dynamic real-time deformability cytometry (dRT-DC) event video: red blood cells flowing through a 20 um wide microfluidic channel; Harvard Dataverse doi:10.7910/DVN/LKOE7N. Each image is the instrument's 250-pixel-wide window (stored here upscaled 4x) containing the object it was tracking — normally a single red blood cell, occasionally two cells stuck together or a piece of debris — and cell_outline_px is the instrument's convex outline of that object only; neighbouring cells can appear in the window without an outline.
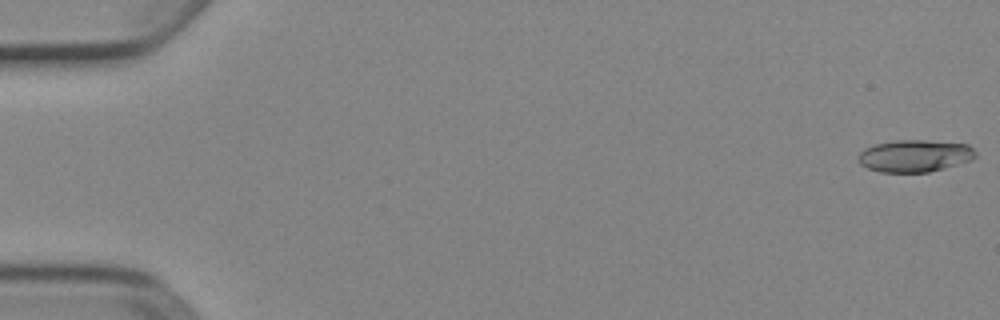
{"species": "Egyptian fruit bat (a non-hibernating species)", "species_latin": "Rousettus aegyptiacus", "temperature_condition": "cold", "stored_images_in_passage": 6, "camera_frame_rate_fps": 3000, "um_per_image_px": 0.085, "animal": {"sex": "female"}, "frame": {"image": 1, "passage_image": 1, "time_ms": 0.0, "image_size_px": [1000, 320], "cell_outline_px": [[976, 156], [972, 160], [944, 168], [928, 172], [880, 172], [868, 168], [860, 164], [856, 156], [864, 148], [876, 144], [896, 140], [924, 140], [968, 144], [976, 152]], "centroid_in_image_um": [77.74, 13.25], "position_along_channel_um": 7.3, "area_um2": 22.02}}
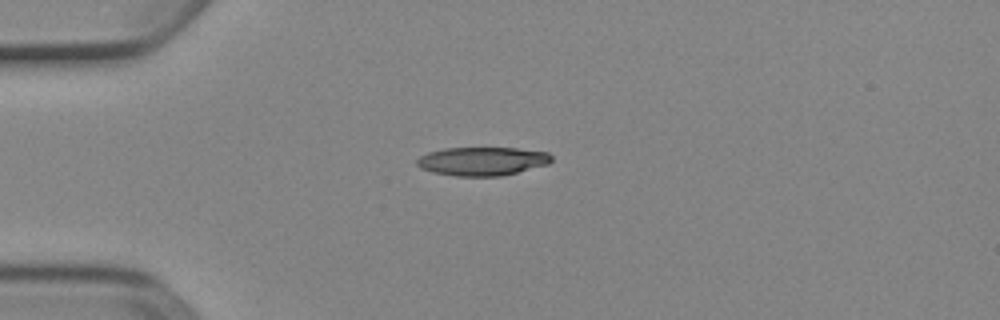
{"frame": {"image": 2, "passage_image": 4, "time_ms": 1.0, "image_size_px": [1000, 320], "cell_outline_px": [[552, 160], [548, 164], [500, 176], [456, 176], [432, 172], [420, 168], [416, 164], [416, 160], [420, 156], [428, 152], [444, 148], [516, 148], [548, 152], [552, 156]], "centroid_in_image_um": [40.96, 13.7], "position_along_channel_um": 44.0, "area_um2": 22.37}}
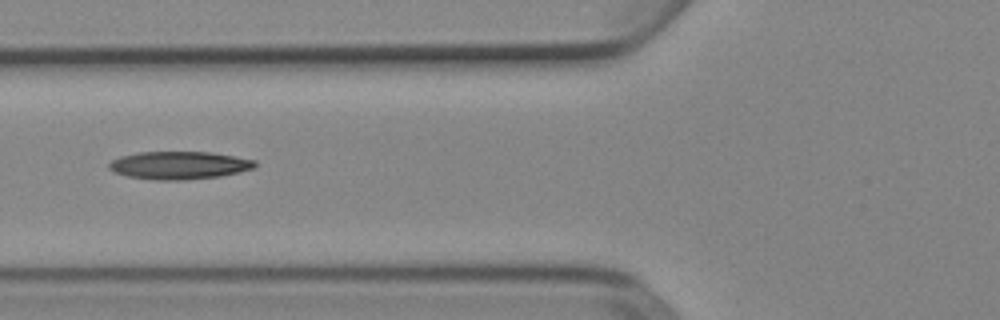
{"frame": {"image": 3, "passage_image": 6, "time_ms": 1.667, "image_size_px": [1000, 320], "cell_outline_px": [[256, 168], [240, 172], [220, 176], [188, 180], [156, 180], [128, 176], [112, 172], [108, 168], [108, 164], [112, 160], [120, 156], [140, 152], [212, 152], [236, 156], [256, 160]], "centroid_in_image_um": [15.25, 14.05], "position_along_channel_um": 110.6, "area_um2": 23.93}}